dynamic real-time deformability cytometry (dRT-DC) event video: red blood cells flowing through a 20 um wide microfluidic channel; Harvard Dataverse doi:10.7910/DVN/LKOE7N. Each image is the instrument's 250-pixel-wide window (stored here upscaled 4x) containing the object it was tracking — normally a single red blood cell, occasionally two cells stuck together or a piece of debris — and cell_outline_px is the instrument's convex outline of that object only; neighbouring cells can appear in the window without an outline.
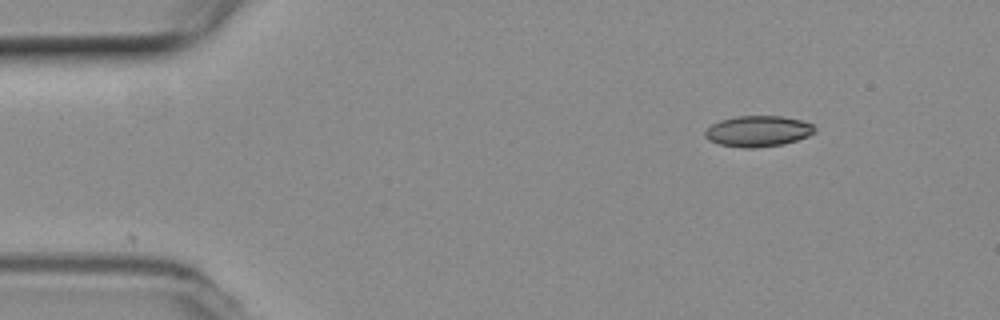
{"species": "common noctule bat (a hibernating species)", "species_latin": "Nyctalus noctula", "temperature_condition": "room temperature", "stored_images_in_passage": 2, "camera_frame_rate_fps": 3000, "um_per_image_px": 0.085, "animal": {"sex": "female", "body_mass_g": 19.3, "forearm_length_mm": 54.1}, "frame": {"image": 1, "passage_image": 1, "time_ms": 0.0, "image_size_px": [1000, 320], "cell_outline_px": [[816, 132], [808, 136], [784, 144], [756, 148], [744, 148], [720, 144], [708, 140], [704, 136], [704, 132], [712, 124], [720, 120], [736, 116], [784, 116], [800, 120], [812, 124], [816, 128]], "centroid_in_image_um": [64.44, 11.15], "position_along_channel_um": 20.6, "area_um2": 19.83}}